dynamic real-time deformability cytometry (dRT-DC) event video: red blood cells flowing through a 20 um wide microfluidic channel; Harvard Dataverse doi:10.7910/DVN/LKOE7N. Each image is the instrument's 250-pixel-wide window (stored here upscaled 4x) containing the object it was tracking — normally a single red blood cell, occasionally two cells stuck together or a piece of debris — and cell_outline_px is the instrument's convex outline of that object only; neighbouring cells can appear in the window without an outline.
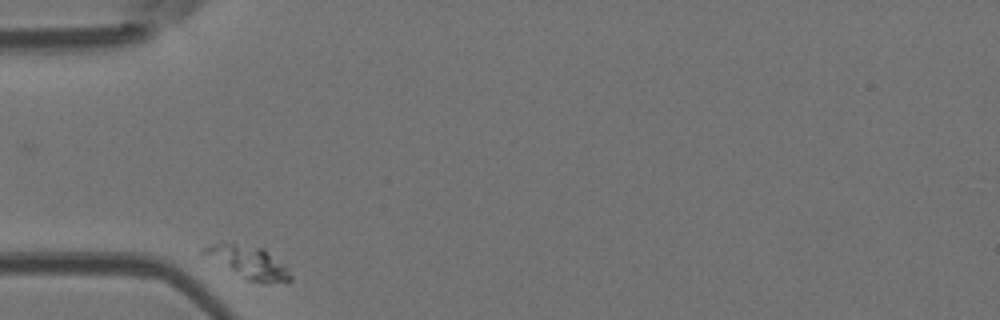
{"species": "Egyptian fruit bat (a non-hibernating species)", "species_latin": "Rousettus aegyptiacus", "temperature_condition": "room temperature", "stored_images_in_passage": 33, "camera_frame_rate_fps": 3000, "um_per_image_px": 0.085, "animal": {"sex": "female"}, "frame": {"image": 1, "passage_image": 1, "time_ms": 0.0, "image_size_px": [1000, 320], "cell_outline_px": [[292, 280], [288, 284], [264, 284], [248, 280], [200, 252], [200, 248], [212, 244], [232, 240], [264, 248], [292, 276]], "centroid_in_image_um": [21.11, 22.27], "position_along_channel_um": 63.9, "area_um2": 16.53}}
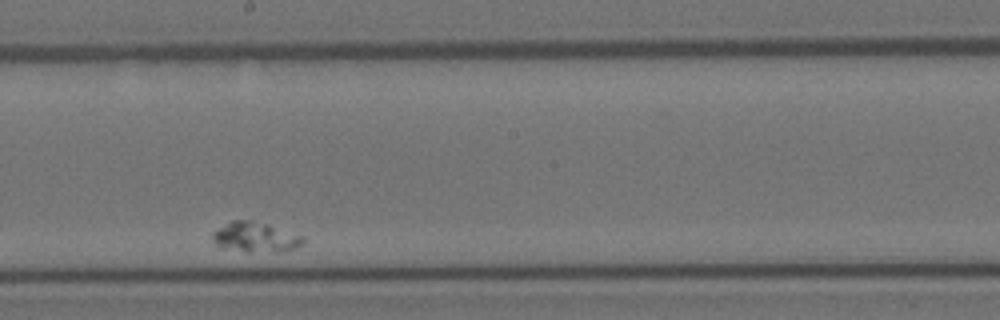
{"frame": {"image": 2, "passage_image": 19, "time_ms": 6.0, "image_size_px": [1000, 320], "cell_outline_px": [[304, 244], [296, 248], [248, 252], [216, 248], [212, 240], [212, 232], [232, 220], [248, 220], [268, 224], [304, 236]], "centroid_in_image_um": [21.64, 20.15], "position_along_channel_um": 226.6, "area_um2": 15.78}}
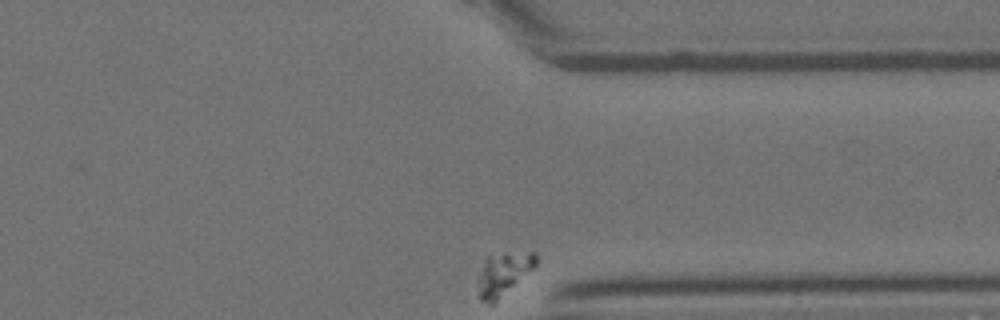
{"frame": {"image": 3, "passage_image": 33, "time_ms": 10.667, "image_size_px": [1000, 320], "cell_outline_px": [[536, 264], [532, 268], [492, 304], [488, 304], [480, 300], [476, 284], [476, 280], [488, 256], [504, 252], [536, 252]], "centroid_in_image_um": [42.73, 23.26], "position_along_channel_um": 368.7, "area_um2": 14.16}}